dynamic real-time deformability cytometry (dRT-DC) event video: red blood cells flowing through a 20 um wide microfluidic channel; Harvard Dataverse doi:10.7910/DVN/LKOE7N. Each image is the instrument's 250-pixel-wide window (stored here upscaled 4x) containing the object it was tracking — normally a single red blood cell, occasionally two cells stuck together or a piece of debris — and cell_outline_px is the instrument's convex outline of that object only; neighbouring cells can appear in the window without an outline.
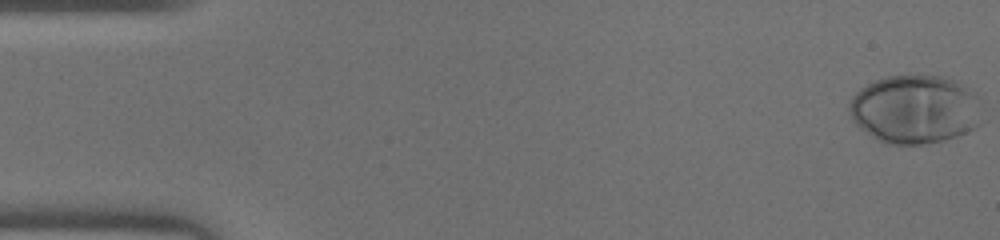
{"species": "human", "species_latin": "Homo sapiens", "temperature_condition": "warm", "stored_images_in_passage": 47, "camera_frame_rate_fps": 3000, "um_per_image_px": 0.085, "donor": {"sex": "male"}, "frame": {"image": 1, "passage_image": 1, "time_ms": 0.0, "image_size_px": [1000, 240], "cell_outline_px": [[980, 124], [976, 128], [956, 136], [944, 140], [920, 144], [884, 144], [860, 128], [852, 120], [848, 108], [852, 96], [860, 88], [876, 80], [888, 76], [916, 72], [944, 76], [956, 80], [976, 92]], "centroid_in_image_um": [77.76, 9.25], "position_along_channel_um": 7.2, "area_um2": 53.81}}
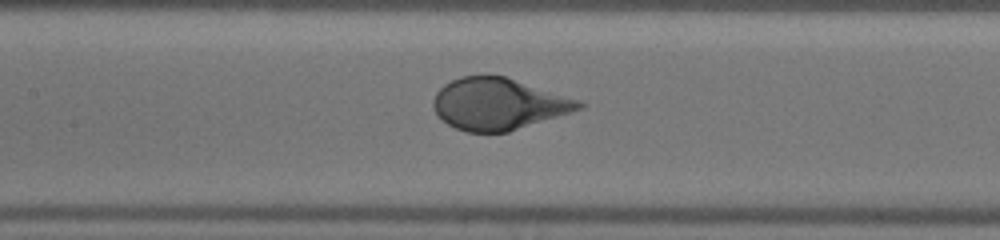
{"frame": {"image": 2, "passage_image": 22, "time_ms": 7.0, "image_size_px": [1000, 240], "cell_outline_px": [[584, 108], [508, 132], [468, 132], [456, 128], [448, 124], [432, 108], [432, 100], [436, 92], [444, 84], [460, 76], [504, 76], [580, 100], [584, 104]], "centroid_in_image_um": [42.35, 8.84], "position_along_channel_um": 165.0, "area_um2": 43.47}}
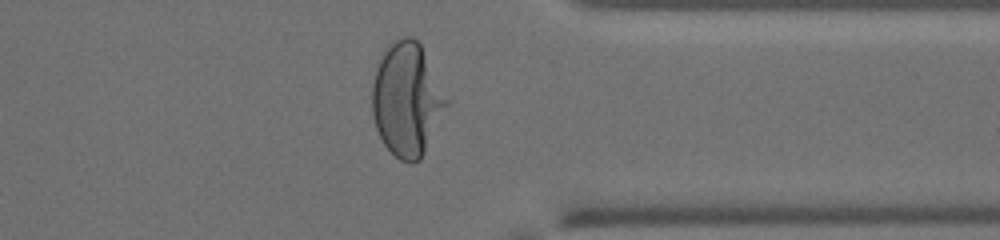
{"frame": {"image": 3, "passage_image": 37, "time_ms": 12.0, "image_size_px": [1000, 240], "cell_outline_px": [[448, 104], [420, 160], [412, 164], [400, 160], [384, 144], [376, 128], [372, 112], [372, 84], [376, 68], [384, 52], [396, 40], [404, 36], [412, 36], [420, 44], [448, 100]], "centroid_in_image_um": [34.57, 8.48], "position_along_channel_um": 376.8, "area_um2": 48.21}}